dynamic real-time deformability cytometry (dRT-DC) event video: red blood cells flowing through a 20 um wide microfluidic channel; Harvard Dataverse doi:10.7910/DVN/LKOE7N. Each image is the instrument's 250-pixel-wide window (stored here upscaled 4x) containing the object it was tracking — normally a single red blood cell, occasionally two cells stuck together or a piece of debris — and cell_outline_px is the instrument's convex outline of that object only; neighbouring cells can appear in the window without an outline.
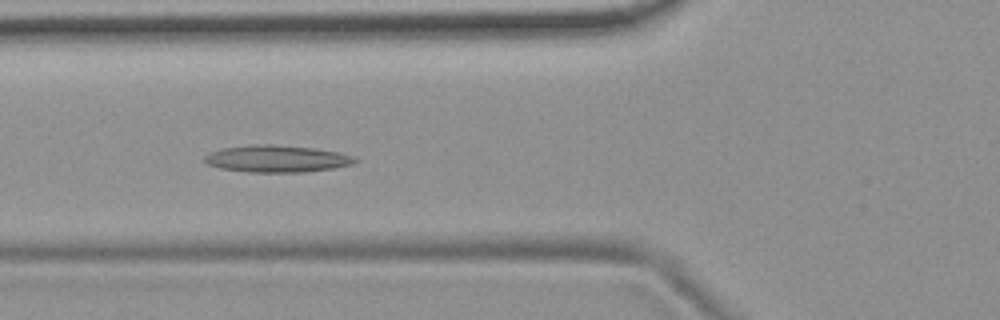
{"species": "common noctule bat (a hibernating species)", "species_latin": "Nyctalus noctula", "temperature_condition": "room temperature", "stored_images_in_passage": 55, "camera_frame_rate_fps": 3000, "um_per_image_px": 0.085, "animal": {"sex": "female", "body_mass_g": 19.9}, "frame": {"image": 1, "passage_image": 20, "time_ms": 6.333, "image_size_px": [1000, 320], "cell_outline_px": [[360, 160], [352, 164], [332, 168], [304, 172], [248, 172], [220, 168], [208, 164], [204, 160], [204, 156], [208, 152], [220, 148], [252, 144], [276, 144], [316, 148], [340, 152], [352, 156]], "centroid_in_image_um": [23.51, 13.48], "position_along_channel_um": 102.3, "area_um2": 23.93}}
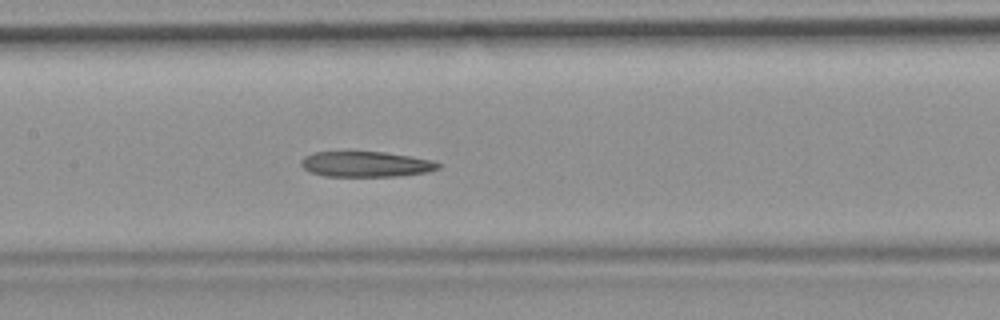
{"frame": {"image": 2, "passage_image": 26, "time_ms": 8.333, "image_size_px": [1000, 320], "cell_outline_px": [[440, 168], [428, 172], [400, 176], [324, 176], [308, 172], [300, 164], [300, 160], [304, 156], [312, 152], [384, 152], [432, 160], [440, 164]], "centroid_in_image_um": [31.07, 13.96], "position_along_channel_um": 176.3, "area_um2": 20.4}}
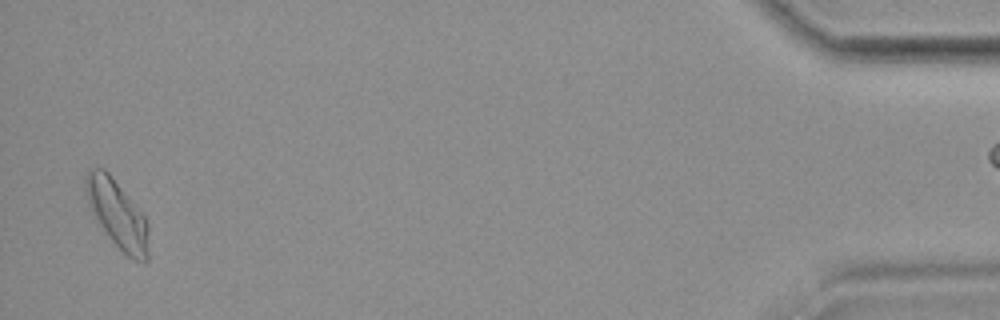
{"frame": {"image": 3, "passage_image": 53, "time_ms": 17.333, "image_size_px": [1000, 320], "cell_outline_px": [[148, 260], [132, 260], [112, 240], [100, 224], [92, 212], [88, 204], [84, 184], [84, 176], [88, 168], [104, 168], [108, 172], [144, 216], [148, 224]], "centroid_in_image_um": [9.94, 18.16], "position_along_channel_um": 425.3, "area_um2": 24.39}, "authors_computed_cell_mechanics": {"area_um2": 22.253, "velocity_mm_per_s": 3.6997, "shape_relaxation_time_tau1_ms": null, "shape_relaxation_time_tau2_ms": 3.4761, "deformation_change_tau1": null, "deformation_change_tau2": 0.1267}}